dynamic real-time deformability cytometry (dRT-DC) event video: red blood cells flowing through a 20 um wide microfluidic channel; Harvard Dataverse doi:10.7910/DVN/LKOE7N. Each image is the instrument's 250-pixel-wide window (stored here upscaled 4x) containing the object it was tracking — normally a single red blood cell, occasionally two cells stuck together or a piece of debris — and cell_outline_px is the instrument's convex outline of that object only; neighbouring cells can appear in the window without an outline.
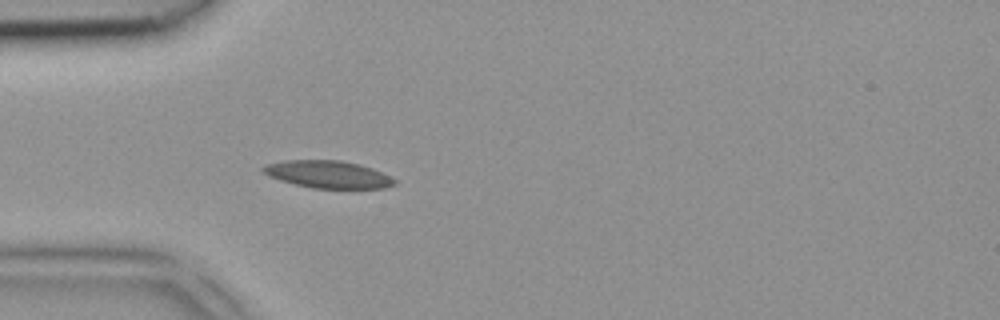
{"species": "common noctule bat (a hibernating species)", "species_latin": "Nyctalus noctula", "temperature_condition": "room temperature", "stored_images_in_passage": 3, "camera_frame_rate_fps": 3000, "um_per_image_px": 0.085, "animal": {"sex": "female", "body_mass_g": 18.4}, "frame": {"image": 1, "passage_image": 3, "time_ms": 0.667, "image_size_px": [1000, 320], "cell_outline_px": [[396, 184], [384, 188], [312, 188], [280, 180], [268, 176], [260, 172], [260, 168], [268, 164], [284, 160], [340, 160], [360, 164], [372, 168], [392, 176], [396, 180]], "centroid_in_image_um": [27.88, 14.81], "position_along_channel_um": 57.1, "area_um2": 21.1}}